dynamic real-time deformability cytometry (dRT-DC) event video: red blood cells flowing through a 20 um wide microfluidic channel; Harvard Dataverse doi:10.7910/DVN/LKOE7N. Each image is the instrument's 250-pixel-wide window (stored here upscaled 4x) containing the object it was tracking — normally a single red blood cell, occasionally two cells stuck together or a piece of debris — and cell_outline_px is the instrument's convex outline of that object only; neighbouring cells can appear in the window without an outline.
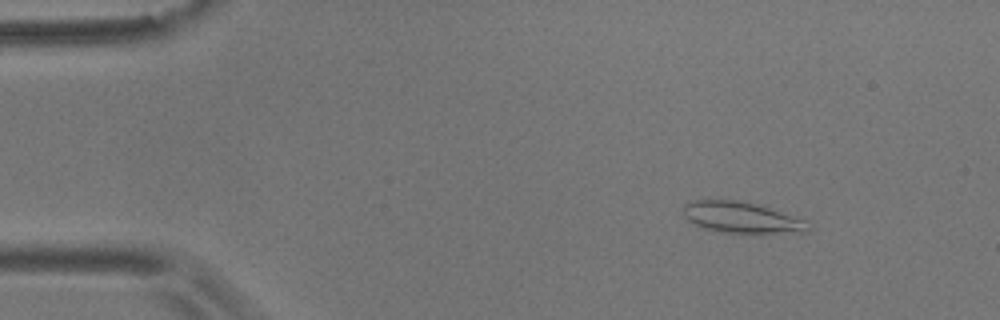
{"species": "common noctule bat (a hibernating species)", "species_latin": "Nyctalus noctula", "temperature_condition": "room temperature", "stored_images_in_passage": 8, "camera_frame_rate_fps": 3000, "um_per_image_px": 0.085, "animal": {"sex": "male", "body_mass_g": 17.9}, "frame": {"image": 1, "passage_image": 2, "time_ms": 1.0, "image_size_px": [1000, 320], "cell_outline_px": [[812, 228], [804, 232], [724, 232], [704, 228], [688, 220], [684, 216], [684, 204], [692, 200], [736, 200], [760, 204], [804, 220]], "centroid_in_image_um": [63.01, 18.46], "position_along_channel_um": 22.0, "area_um2": 22.2}}
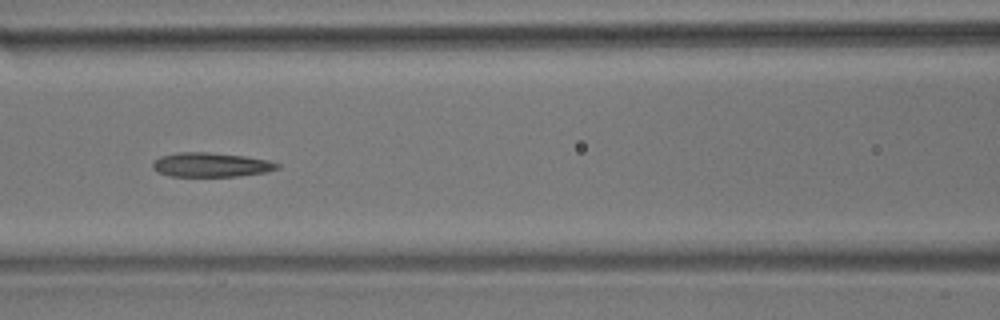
{"frame": {"image": 2, "passage_image": 7, "time_ms": 6.667, "image_size_px": [1000, 320], "cell_outline_px": [[280, 168], [268, 172], [236, 176], [168, 176], [156, 172], [152, 168], [152, 160], [160, 156], [176, 152], [208, 152], [244, 156], [268, 160], [280, 164]], "centroid_in_image_um": [17.89, 14.0], "position_along_channel_um": 148.7, "area_um2": 17.86}}
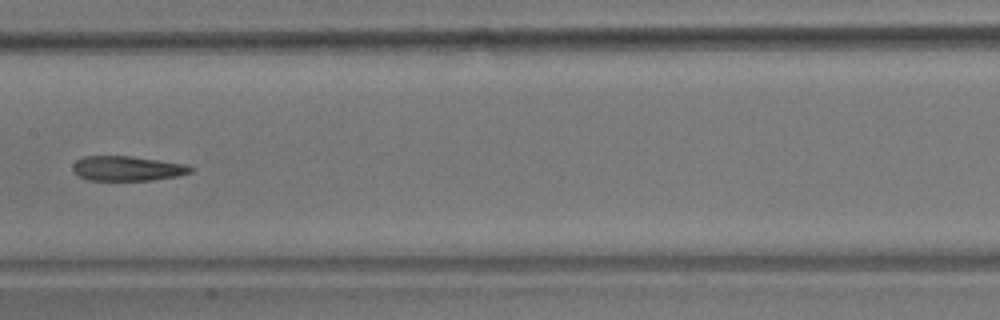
{"frame": {"image": 3, "passage_image": 8, "time_ms": 8.0, "image_size_px": [1000, 320], "cell_outline_px": [[192, 172], [176, 176], [152, 180], [88, 180], [80, 176], [72, 168], [72, 164], [76, 160], [84, 156], [128, 156], [188, 164], [192, 168]], "centroid_in_image_um": [10.82, 14.31], "position_along_channel_um": 196.6, "area_um2": 16.88}}